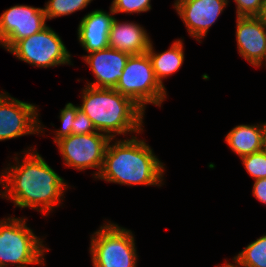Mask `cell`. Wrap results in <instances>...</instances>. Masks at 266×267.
Instances as JSON below:
<instances>
[{"label":"cell","mask_w":266,"mask_h":267,"mask_svg":"<svg viewBox=\"0 0 266 267\" xmlns=\"http://www.w3.org/2000/svg\"><path fill=\"white\" fill-rule=\"evenodd\" d=\"M35 149L23 150L21 161L16 153L15 165L9 163L3 168L0 185L4 191L0 189V197L13 202L15 207L31 208L48 216L62 206L69 185Z\"/></svg>","instance_id":"6da1fadb"},{"label":"cell","mask_w":266,"mask_h":267,"mask_svg":"<svg viewBox=\"0 0 266 267\" xmlns=\"http://www.w3.org/2000/svg\"><path fill=\"white\" fill-rule=\"evenodd\" d=\"M117 139L109 141L102 169L95 179L132 187L164 185L165 165L146 140L134 134L127 139Z\"/></svg>","instance_id":"7a4b0ae2"},{"label":"cell","mask_w":266,"mask_h":267,"mask_svg":"<svg viewBox=\"0 0 266 267\" xmlns=\"http://www.w3.org/2000/svg\"><path fill=\"white\" fill-rule=\"evenodd\" d=\"M79 109L92 121L98 132L116 138L118 135L142 134L145 112L129 97L114 88L85 85Z\"/></svg>","instance_id":"3957f363"},{"label":"cell","mask_w":266,"mask_h":267,"mask_svg":"<svg viewBox=\"0 0 266 267\" xmlns=\"http://www.w3.org/2000/svg\"><path fill=\"white\" fill-rule=\"evenodd\" d=\"M27 219L8 216L0 220L1 267L45 266V253L50 249L43 243V238L28 227Z\"/></svg>","instance_id":"277c9868"},{"label":"cell","mask_w":266,"mask_h":267,"mask_svg":"<svg viewBox=\"0 0 266 267\" xmlns=\"http://www.w3.org/2000/svg\"><path fill=\"white\" fill-rule=\"evenodd\" d=\"M90 238L93 267H137L139 256L131 230L108 220Z\"/></svg>","instance_id":"5b68a950"},{"label":"cell","mask_w":266,"mask_h":267,"mask_svg":"<svg viewBox=\"0 0 266 267\" xmlns=\"http://www.w3.org/2000/svg\"><path fill=\"white\" fill-rule=\"evenodd\" d=\"M114 89L129 97L144 112L146 105L161 107L167 98V89L156 79L147 52L129 56L123 74Z\"/></svg>","instance_id":"8992f818"},{"label":"cell","mask_w":266,"mask_h":267,"mask_svg":"<svg viewBox=\"0 0 266 267\" xmlns=\"http://www.w3.org/2000/svg\"><path fill=\"white\" fill-rule=\"evenodd\" d=\"M18 60L34 67L51 68L72 65V55L51 27L17 41L9 50Z\"/></svg>","instance_id":"52a82bcc"},{"label":"cell","mask_w":266,"mask_h":267,"mask_svg":"<svg viewBox=\"0 0 266 267\" xmlns=\"http://www.w3.org/2000/svg\"><path fill=\"white\" fill-rule=\"evenodd\" d=\"M111 138L101 132L85 135L71 134L56 142L66 167L78 171L96 169L92 173L96 178L103 165L105 151Z\"/></svg>","instance_id":"ba28073f"},{"label":"cell","mask_w":266,"mask_h":267,"mask_svg":"<svg viewBox=\"0 0 266 267\" xmlns=\"http://www.w3.org/2000/svg\"><path fill=\"white\" fill-rule=\"evenodd\" d=\"M38 106L0 92V141L25 135H39L45 126L39 120Z\"/></svg>","instance_id":"9c48e42d"},{"label":"cell","mask_w":266,"mask_h":267,"mask_svg":"<svg viewBox=\"0 0 266 267\" xmlns=\"http://www.w3.org/2000/svg\"><path fill=\"white\" fill-rule=\"evenodd\" d=\"M47 18L43 8L14 5L0 15V46L8 51L17 41L42 31Z\"/></svg>","instance_id":"30bf717a"},{"label":"cell","mask_w":266,"mask_h":267,"mask_svg":"<svg viewBox=\"0 0 266 267\" xmlns=\"http://www.w3.org/2000/svg\"><path fill=\"white\" fill-rule=\"evenodd\" d=\"M227 5L225 0H175L173 6L189 35L201 43Z\"/></svg>","instance_id":"8fae6325"},{"label":"cell","mask_w":266,"mask_h":267,"mask_svg":"<svg viewBox=\"0 0 266 267\" xmlns=\"http://www.w3.org/2000/svg\"><path fill=\"white\" fill-rule=\"evenodd\" d=\"M238 53L254 67H266V24L259 17H236Z\"/></svg>","instance_id":"7c38bea8"},{"label":"cell","mask_w":266,"mask_h":267,"mask_svg":"<svg viewBox=\"0 0 266 267\" xmlns=\"http://www.w3.org/2000/svg\"><path fill=\"white\" fill-rule=\"evenodd\" d=\"M129 56L128 53L109 47L83 55L82 59L95 77V81L86 82V85L96 88H115Z\"/></svg>","instance_id":"4fadbf2b"},{"label":"cell","mask_w":266,"mask_h":267,"mask_svg":"<svg viewBox=\"0 0 266 267\" xmlns=\"http://www.w3.org/2000/svg\"><path fill=\"white\" fill-rule=\"evenodd\" d=\"M109 10V12H106L95 9L84 15L79 22L77 38L87 54L109 47V32L115 18V14L110 7Z\"/></svg>","instance_id":"5bb4252c"},{"label":"cell","mask_w":266,"mask_h":267,"mask_svg":"<svg viewBox=\"0 0 266 267\" xmlns=\"http://www.w3.org/2000/svg\"><path fill=\"white\" fill-rule=\"evenodd\" d=\"M109 48L121 52L142 54L147 52L151 44L149 33L135 22H120L114 18L109 32Z\"/></svg>","instance_id":"9a60e30c"},{"label":"cell","mask_w":266,"mask_h":267,"mask_svg":"<svg viewBox=\"0 0 266 267\" xmlns=\"http://www.w3.org/2000/svg\"><path fill=\"white\" fill-rule=\"evenodd\" d=\"M266 122L240 124L232 128L225 136L229 148L240 158L263 150Z\"/></svg>","instance_id":"2e32d148"},{"label":"cell","mask_w":266,"mask_h":267,"mask_svg":"<svg viewBox=\"0 0 266 267\" xmlns=\"http://www.w3.org/2000/svg\"><path fill=\"white\" fill-rule=\"evenodd\" d=\"M184 39H176L168 50L156 52L151 41L147 54L151 60L154 74L159 83L164 86L163 80L176 73L184 63Z\"/></svg>","instance_id":"e0dca14e"},{"label":"cell","mask_w":266,"mask_h":267,"mask_svg":"<svg viewBox=\"0 0 266 267\" xmlns=\"http://www.w3.org/2000/svg\"><path fill=\"white\" fill-rule=\"evenodd\" d=\"M232 260L233 263L225 259L224 265L226 267H266V234L249 243Z\"/></svg>","instance_id":"ac0fdd59"},{"label":"cell","mask_w":266,"mask_h":267,"mask_svg":"<svg viewBox=\"0 0 266 267\" xmlns=\"http://www.w3.org/2000/svg\"><path fill=\"white\" fill-rule=\"evenodd\" d=\"M92 1L93 0H48L43 9L47 20H51L83 10Z\"/></svg>","instance_id":"d6986e66"},{"label":"cell","mask_w":266,"mask_h":267,"mask_svg":"<svg viewBox=\"0 0 266 267\" xmlns=\"http://www.w3.org/2000/svg\"><path fill=\"white\" fill-rule=\"evenodd\" d=\"M247 173L254 179L266 178V153L264 150L240 158Z\"/></svg>","instance_id":"ffe728a7"},{"label":"cell","mask_w":266,"mask_h":267,"mask_svg":"<svg viewBox=\"0 0 266 267\" xmlns=\"http://www.w3.org/2000/svg\"><path fill=\"white\" fill-rule=\"evenodd\" d=\"M78 109L79 105H74L73 103L69 102L66 103L65 107L60 110L58 117L61 121V127L57 130H54V143L72 134V127Z\"/></svg>","instance_id":"44dd1931"},{"label":"cell","mask_w":266,"mask_h":267,"mask_svg":"<svg viewBox=\"0 0 266 267\" xmlns=\"http://www.w3.org/2000/svg\"><path fill=\"white\" fill-rule=\"evenodd\" d=\"M110 8L114 14H140L152 9L151 0H112Z\"/></svg>","instance_id":"7402d4cb"},{"label":"cell","mask_w":266,"mask_h":267,"mask_svg":"<svg viewBox=\"0 0 266 267\" xmlns=\"http://www.w3.org/2000/svg\"><path fill=\"white\" fill-rule=\"evenodd\" d=\"M236 17H258L263 6V0H234Z\"/></svg>","instance_id":"603a6c76"},{"label":"cell","mask_w":266,"mask_h":267,"mask_svg":"<svg viewBox=\"0 0 266 267\" xmlns=\"http://www.w3.org/2000/svg\"><path fill=\"white\" fill-rule=\"evenodd\" d=\"M97 132L92 121L80 109L76 112V117L72 127V134L85 135Z\"/></svg>","instance_id":"cb8c5ba5"},{"label":"cell","mask_w":266,"mask_h":267,"mask_svg":"<svg viewBox=\"0 0 266 267\" xmlns=\"http://www.w3.org/2000/svg\"><path fill=\"white\" fill-rule=\"evenodd\" d=\"M252 187L253 196L266 205V178L255 180Z\"/></svg>","instance_id":"d4e9b609"},{"label":"cell","mask_w":266,"mask_h":267,"mask_svg":"<svg viewBox=\"0 0 266 267\" xmlns=\"http://www.w3.org/2000/svg\"><path fill=\"white\" fill-rule=\"evenodd\" d=\"M258 17L266 24V0H263L262 10Z\"/></svg>","instance_id":"484cf974"},{"label":"cell","mask_w":266,"mask_h":267,"mask_svg":"<svg viewBox=\"0 0 266 267\" xmlns=\"http://www.w3.org/2000/svg\"><path fill=\"white\" fill-rule=\"evenodd\" d=\"M263 150L265 151L266 153V133H265V136H264V145H263Z\"/></svg>","instance_id":"4316f807"},{"label":"cell","mask_w":266,"mask_h":267,"mask_svg":"<svg viewBox=\"0 0 266 267\" xmlns=\"http://www.w3.org/2000/svg\"><path fill=\"white\" fill-rule=\"evenodd\" d=\"M216 267H226V266H225L224 264H222V266H218V265H217Z\"/></svg>","instance_id":"83f0119b"}]
</instances>
